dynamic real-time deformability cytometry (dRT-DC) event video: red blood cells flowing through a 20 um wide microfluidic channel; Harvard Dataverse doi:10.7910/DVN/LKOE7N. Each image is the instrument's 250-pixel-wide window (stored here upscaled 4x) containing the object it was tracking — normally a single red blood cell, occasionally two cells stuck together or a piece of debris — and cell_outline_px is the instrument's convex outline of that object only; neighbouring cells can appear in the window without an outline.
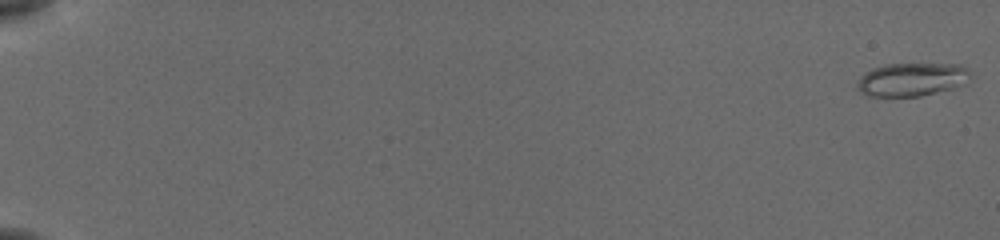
{"species": "common noctule bat (a hibernating species)", "species_latin": "Nyctalus noctula", "temperature_condition": "cold", "stored_images_in_passage": 18, "camera_frame_rate_fps": 3000, "um_per_image_px": 0.085, "animal": {"sex": "female", "body_mass_g": 19.5, "forearm_length_mm": 54.1}, "frame": {"image": 1, "passage_image": 1, "time_ms": 0.0, "image_size_px": [1000, 240], "cell_outline_px": [[972, 76], [968, 84], [920, 96], [868, 96], [860, 92], [856, 88], [856, 84], [860, 76], [872, 68], [884, 64], [960, 64], [968, 68]], "centroid_in_image_um": [77.53, 6.75], "position_along_channel_um": 7.5, "area_um2": 22.31}}